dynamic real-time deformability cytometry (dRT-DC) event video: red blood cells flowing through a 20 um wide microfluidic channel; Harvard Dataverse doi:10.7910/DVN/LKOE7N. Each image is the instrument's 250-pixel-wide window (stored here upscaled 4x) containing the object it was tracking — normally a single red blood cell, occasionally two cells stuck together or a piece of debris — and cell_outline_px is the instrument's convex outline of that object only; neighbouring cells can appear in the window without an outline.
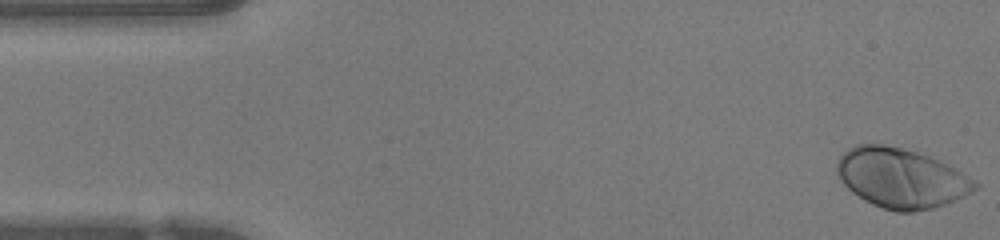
{"species": "human", "species_latin": "Homo sapiens", "temperature_condition": "warm", "stored_images_in_passage": 47, "camera_frame_rate_fps": 3000, "um_per_image_px": 0.085, "donor": {"sex": "female"}, "frame": {"image": 1, "passage_image": 1, "time_ms": 0.0, "image_size_px": [1000, 240], "cell_outline_px": [[980, 184], [972, 192], [956, 200], [932, 208], [912, 212], [896, 212], [872, 204], [864, 200], [852, 192], [840, 180], [836, 172], [836, 164], [840, 156], [848, 148], [856, 144], [884, 144], [916, 152], [940, 160], [948, 164]], "centroid_in_image_um": [76.57, 15.14], "position_along_channel_um": 8.4, "area_um2": 47.86}}
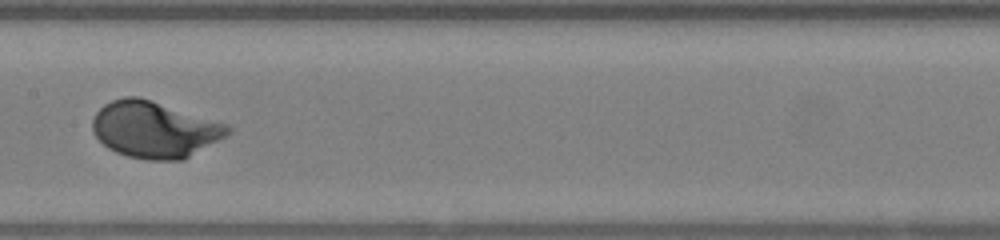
{"frame": {"image": 2, "passage_image": 23, "time_ms": 7.333, "image_size_px": [1000, 240], "cell_outline_px": [[232, 132], [228, 136], [184, 160], [144, 160], [128, 156], [116, 152], [108, 148], [92, 132], [92, 120], [96, 112], [104, 104], [112, 100], [124, 96], [136, 96], [228, 124], [232, 128]], "centroid_in_image_um": [13.15, 11.03], "position_along_channel_um": 194.2, "area_um2": 44.56}}
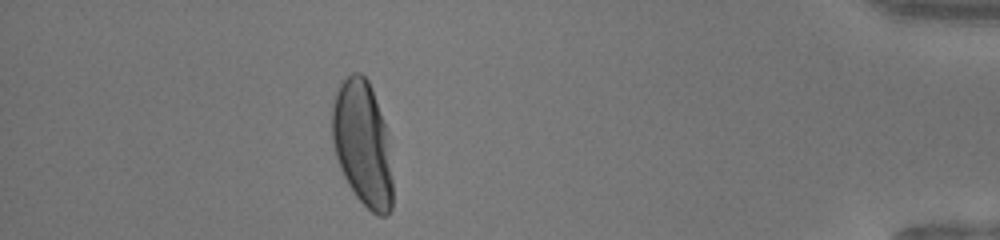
{"frame": {"image": 3, "passage_image": 42, "time_ms": 13.667, "image_size_px": [1000, 240], "cell_outline_px": [[392, 208], [388, 216], [376, 216], [356, 196], [348, 184], [340, 168], [336, 156], [332, 140], [332, 104], [336, 92], [340, 84], [352, 72], [360, 72], [368, 80], [372, 88], [388, 132], [392, 180]], "centroid_in_image_um": [30.83, 12.21], "position_along_channel_um": 404.4, "area_um2": 44.39}, "authors_computed_cell_mechanics": {"area_um2": 43.928, "velocity_mm_per_s": 4.1998, "shape_relaxation_time_tau1_ms": 2.378, "shape_relaxation_time_tau2_ms": null, "deformation_change_tau1": 0.1853, "deformation_change_tau2": null}}